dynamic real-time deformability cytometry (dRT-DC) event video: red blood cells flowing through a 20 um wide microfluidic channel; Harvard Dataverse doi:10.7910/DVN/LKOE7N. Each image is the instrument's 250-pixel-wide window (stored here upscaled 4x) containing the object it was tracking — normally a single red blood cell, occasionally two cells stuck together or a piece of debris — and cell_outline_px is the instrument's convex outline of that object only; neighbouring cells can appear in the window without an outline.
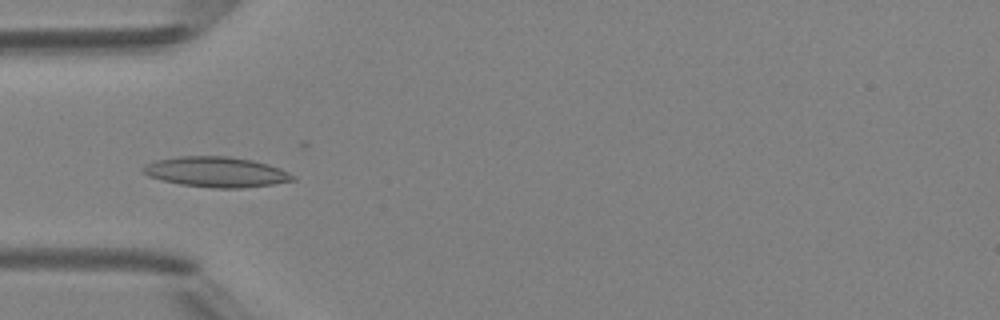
{"species": "Egyptian fruit bat (a non-hibernating species)", "species_latin": "Rousettus aegyptiacus", "temperature_condition": "room temperature", "stored_images_in_passage": 49, "camera_frame_rate_fps": 3000, "um_per_image_px": 0.085, "animal": {"sex": "female"}, "frame": {"image": 1, "passage_image": 15, "time_ms": 4.667, "image_size_px": [1000, 320], "cell_outline_px": [[296, 180], [272, 184], [240, 188], [212, 188], [180, 184], [160, 180], [148, 176], [140, 168], [144, 164], [156, 160], [180, 156], [228, 156], [252, 160], [268, 164], [280, 168], [296, 176]], "centroid_in_image_um": [18.36, 14.61], "position_along_channel_um": 66.6, "area_um2": 26.53}}
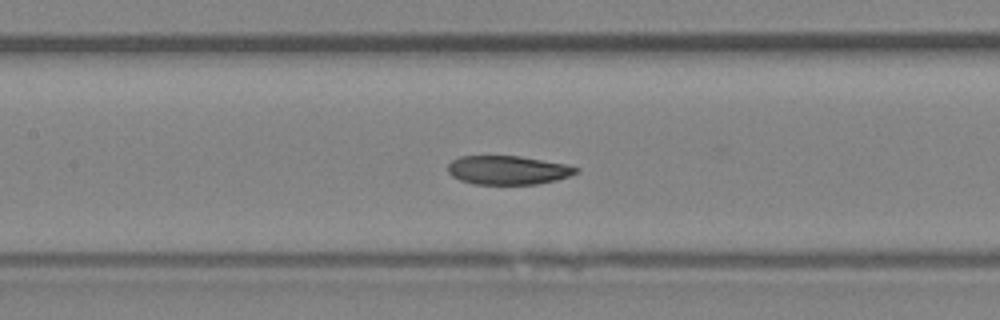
{"frame": {"image": 2, "passage_image": 22, "time_ms": 7.0, "image_size_px": [1000, 320], "cell_outline_px": [[580, 172], [556, 180], [536, 184], [476, 184], [460, 180], [452, 176], [448, 172], [448, 164], [452, 160], [460, 156], [520, 156], [564, 164], [580, 168]], "centroid_in_image_um": [43.17, 14.46], "position_along_channel_um": 164.2, "area_um2": 21.44}}
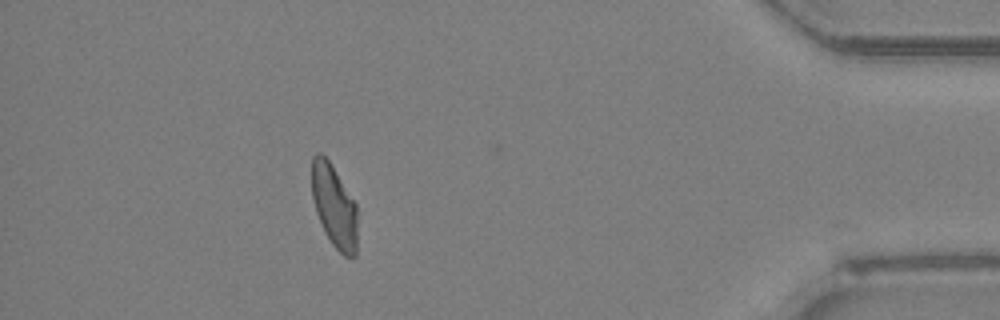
{"frame": {"image": 3, "passage_image": 43, "time_ms": 14.0, "image_size_px": [1000, 320], "cell_outline_px": [[356, 256], [352, 260], [344, 256], [332, 244], [324, 232], [316, 212], [312, 200], [312, 156], [316, 152], [320, 152], [328, 160], [356, 204]], "centroid_in_image_um": [28.39, 17.56], "position_along_channel_um": 406.8, "area_um2": 21.91}, "authors_computed_cell_mechanics": {"area_um2": 22.8888, "velocity_mm_per_s": 4.2197, "shape_relaxation_time_tau1_ms": null, "shape_relaxation_time_tau2_ms": 5.3659, "deformation_change_tau1": null, "deformation_change_tau2": 0.0917}}